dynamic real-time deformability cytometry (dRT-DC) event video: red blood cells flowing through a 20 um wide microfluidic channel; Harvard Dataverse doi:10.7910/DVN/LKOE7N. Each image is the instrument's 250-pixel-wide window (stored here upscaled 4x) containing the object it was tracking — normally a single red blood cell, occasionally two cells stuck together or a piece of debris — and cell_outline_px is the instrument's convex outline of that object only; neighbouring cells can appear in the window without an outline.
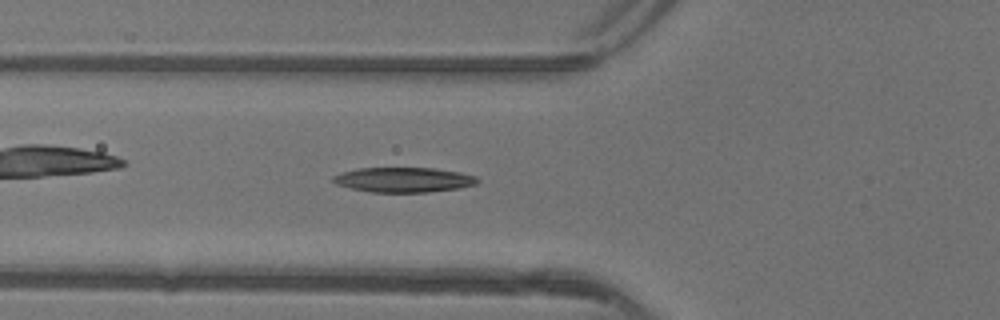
{"species": "common noctule bat (a hibernating species)", "species_latin": "Nyctalus noctula", "temperature_condition": "warm", "stored_images_in_passage": 41, "segment_of_instrument_passage": [1, 2], "camera_frame_rate_fps": 3000, "um_per_image_px": 0.085, "animal": {"sex": "female"}, "frame": {"image": 1, "passage_image": 9, "time_ms": 2.667, "image_size_px": [1000, 320], "cell_outline_px": [[480, 180], [476, 184], [460, 188], [428, 192], [368, 192], [336, 184], [332, 180], [332, 176], [356, 168], [436, 168], [460, 172], [476, 176]], "centroid_in_image_um": [34.33, 15.28], "position_along_channel_um": 91.5, "area_um2": 20.98}}
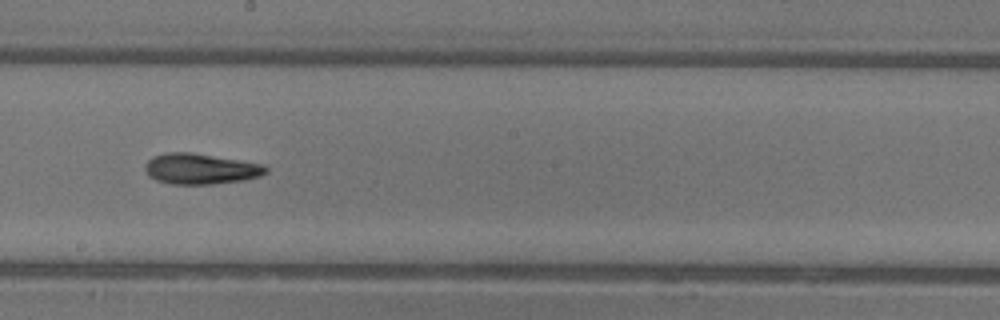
{"frame": {"image": 2, "passage_image": 19, "time_ms": 6.0, "image_size_px": [1000, 320], "cell_outline_px": [[268, 172], [260, 176], [244, 180], [212, 184], [172, 184], [156, 180], [148, 176], [144, 168], [144, 164], [152, 156], [168, 152], [192, 152], [264, 164], [268, 168]], "centroid_in_image_um": [17.04, 14.34], "position_along_channel_um": 231.2, "area_um2": 21.79}}
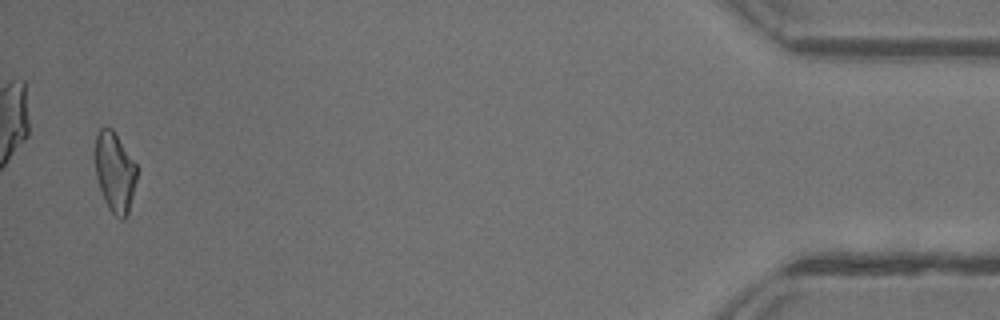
{"frame": {"image": 3, "passage_image": 39, "time_ms": 12.667, "image_size_px": [1000, 320], "cell_outline_px": [[136, 180], [128, 216], [124, 220], [120, 220], [108, 208], [104, 200], [96, 176], [96, 136], [100, 128], [112, 128], [136, 164]], "centroid_in_image_um": [9.77, 14.67], "position_along_channel_um": 425.4, "area_um2": 19.19}}